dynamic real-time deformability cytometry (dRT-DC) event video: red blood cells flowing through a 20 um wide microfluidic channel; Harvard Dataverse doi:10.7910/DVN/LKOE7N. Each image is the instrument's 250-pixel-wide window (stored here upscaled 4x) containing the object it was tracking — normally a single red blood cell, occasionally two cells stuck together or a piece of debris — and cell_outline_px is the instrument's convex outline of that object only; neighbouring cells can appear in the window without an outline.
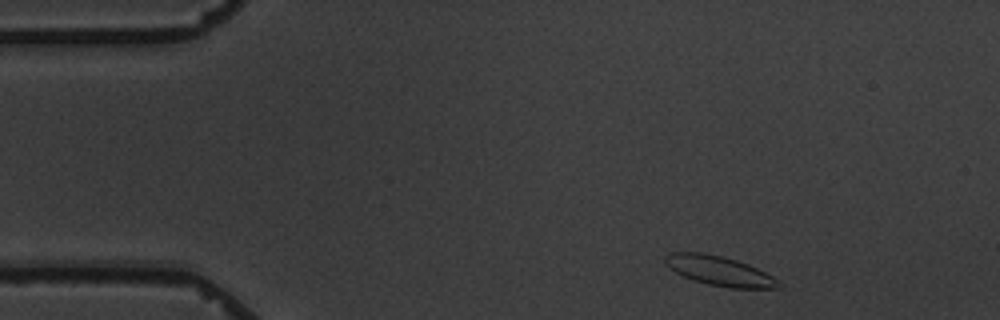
{"species": "common noctule bat (a hibernating species)", "species_latin": "Nyctalus noctula", "temperature_condition": "warm", "stored_images_in_passage": 3, "camera_frame_rate_fps": 3000, "um_per_image_px": 0.085, "animal": {"sex": "male", "body_mass_g": 19.5, "forearm_length_mm": 54.6}, "frame": {"image": 1, "passage_image": 1, "time_ms": 0.0, "image_size_px": [1000, 320], "cell_outline_px": [[780, 288], [728, 288], [708, 284], [684, 276], [668, 268], [664, 264], [664, 256], [668, 252], [704, 252], [724, 256], [748, 264], [772, 276], [780, 284]], "centroid_in_image_um": [61.09, 23.0], "position_along_channel_um": 23.9, "area_um2": 19.54}}